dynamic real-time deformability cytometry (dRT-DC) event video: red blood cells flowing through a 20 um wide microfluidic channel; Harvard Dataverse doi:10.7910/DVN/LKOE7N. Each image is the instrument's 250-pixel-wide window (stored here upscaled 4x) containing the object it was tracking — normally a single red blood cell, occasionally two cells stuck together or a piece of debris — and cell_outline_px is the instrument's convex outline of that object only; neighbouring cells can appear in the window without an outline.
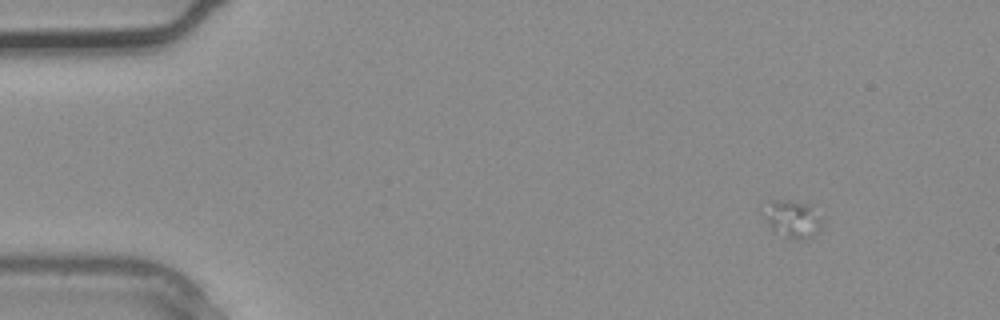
{"species": "common noctule bat (a hibernating species)", "species_latin": "Nyctalus noctula", "temperature_condition": "warm", "stored_images_in_passage": 4, "segment_of_instrument_passage": [1, 2], "camera_frame_rate_fps": 3000, "um_per_image_px": 0.085, "animal": {"sex": "male", "body_mass_g": 20.4}, "frame": {"image": 1, "passage_image": 2, "time_ms": 0.333, "image_size_px": [1000, 320], "cell_outline_px": [[820, 228], [808, 240], [804, 240], [772, 232], [760, 208], [768, 200], [788, 200], [808, 204], [820, 220]], "centroid_in_image_um": [67.24, 18.59], "position_along_channel_um": 17.8, "area_um2": 12.6}}